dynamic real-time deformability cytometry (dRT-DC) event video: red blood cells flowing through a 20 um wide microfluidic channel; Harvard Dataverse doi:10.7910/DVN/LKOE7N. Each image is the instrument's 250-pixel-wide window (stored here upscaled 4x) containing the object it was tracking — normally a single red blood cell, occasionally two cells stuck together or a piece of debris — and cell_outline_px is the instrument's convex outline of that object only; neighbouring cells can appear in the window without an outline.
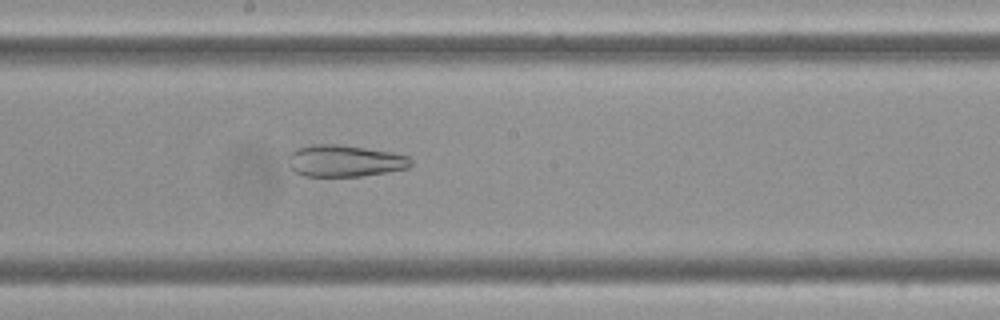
{"species": "Egyptian fruit bat (a non-hibernating species)", "species_latin": "Rousettus aegyptiacus", "temperature_condition": "cold", "stored_images_in_passage": 52, "camera_frame_rate_fps": 3000, "um_per_image_px": 0.085, "frame": {"image": 1, "passage_image": 26, "time_ms": 8.333, "image_size_px": [1000, 320], "cell_outline_px": [[412, 164], [408, 168], [360, 176], [304, 176], [296, 172], [288, 164], [288, 156], [296, 148], [312, 144], [340, 144], [392, 152], [408, 156], [412, 160]], "centroid_in_image_um": [29.28, 13.66], "position_along_channel_um": 218.9, "area_um2": 22.66}}
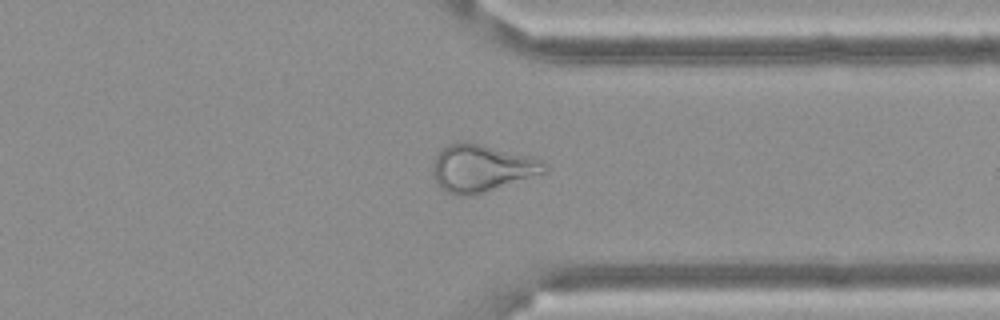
{"frame": {"image": 2, "passage_image": 39, "time_ms": 12.667, "image_size_px": [1000, 320], "cell_outline_px": [[548, 168], [544, 172], [472, 196], [456, 196], [448, 192], [432, 176], [432, 164], [440, 148], [448, 144], [460, 140], [464, 140], [532, 156], [544, 160], [548, 164]], "centroid_in_image_um": [40.92, 14.26], "position_along_channel_um": 370.5, "area_um2": 30.87}}
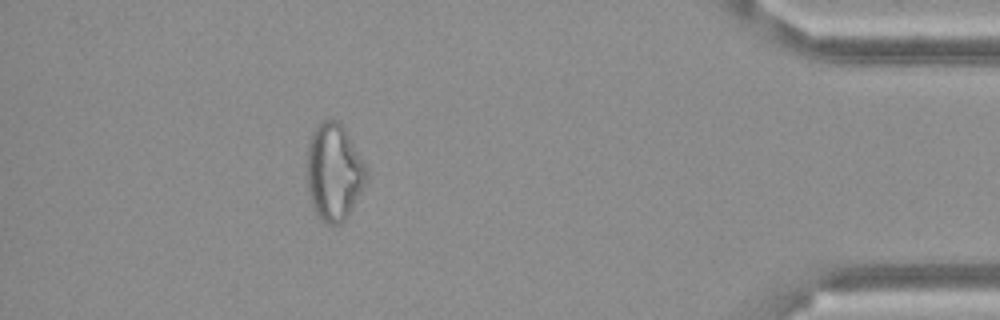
{"frame": {"image": 3, "passage_image": 46, "time_ms": 15.0, "image_size_px": [1000, 320], "cell_outline_px": [[368, 172], [364, 184], [348, 216], [340, 224], [328, 224], [316, 216], [312, 204], [308, 188], [308, 144], [312, 132], [316, 124], [328, 116], [336, 120], [344, 128], [368, 168]], "centroid_in_image_um": [28.38, 14.59], "position_along_channel_um": 406.8, "area_um2": 33.47}}